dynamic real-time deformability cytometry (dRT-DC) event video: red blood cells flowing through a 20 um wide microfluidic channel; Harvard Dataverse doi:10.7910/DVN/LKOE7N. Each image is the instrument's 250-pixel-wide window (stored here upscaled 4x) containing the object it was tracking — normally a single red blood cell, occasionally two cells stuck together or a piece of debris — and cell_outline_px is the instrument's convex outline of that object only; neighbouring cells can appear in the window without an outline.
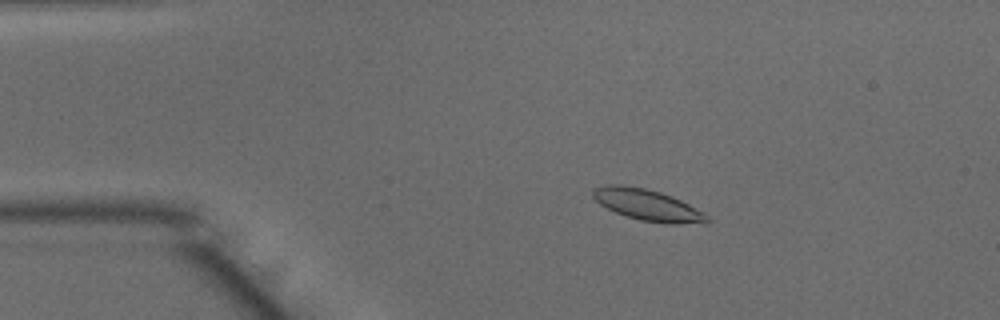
{"species": "common noctule bat (a hibernating species)", "species_latin": "Nyctalus noctula", "temperature_condition": "warm", "stored_images_in_passage": 51, "camera_frame_rate_fps": 3000, "um_per_image_px": 0.085, "animal": {"sex": "male", "body_mass_g": 15.6}, "frame": {"image": 1, "passage_image": 10, "time_ms": 3.0, "image_size_px": [1000, 320], "cell_outline_px": [[712, 220], [676, 224], [672, 224], [640, 220], [616, 212], [600, 204], [592, 196], [592, 188], [608, 184], [620, 184], [644, 188], [660, 192], [672, 196], [704, 212]], "centroid_in_image_um": [54.99, 17.4], "position_along_channel_um": 30.0, "area_um2": 20.46}}
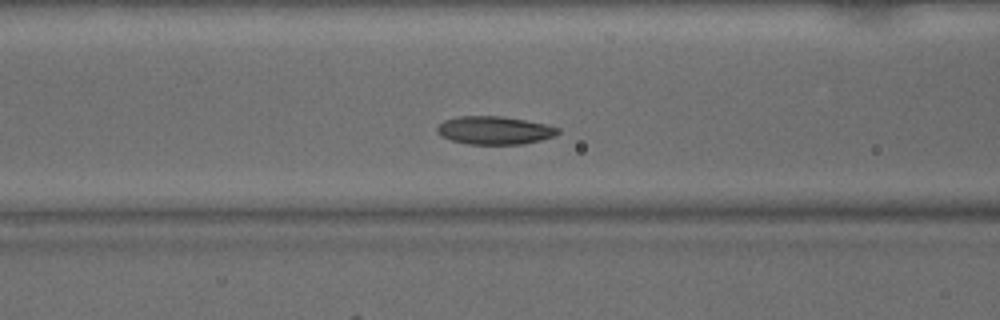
{"frame": {"image": 2, "passage_image": 21, "time_ms": 6.667, "image_size_px": [1000, 320], "cell_outline_px": [[560, 132], [552, 136], [540, 140], [524, 144], [468, 144], [452, 140], [440, 136], [436, 132], [436, 128], [444, 120], [460, 116], [504, 116], [544, 124], [560, 128]], "centroid_in_image_um": [42.0, 11.08], "position_along_channel_um": 124.6, "area_um2": 19.71}}
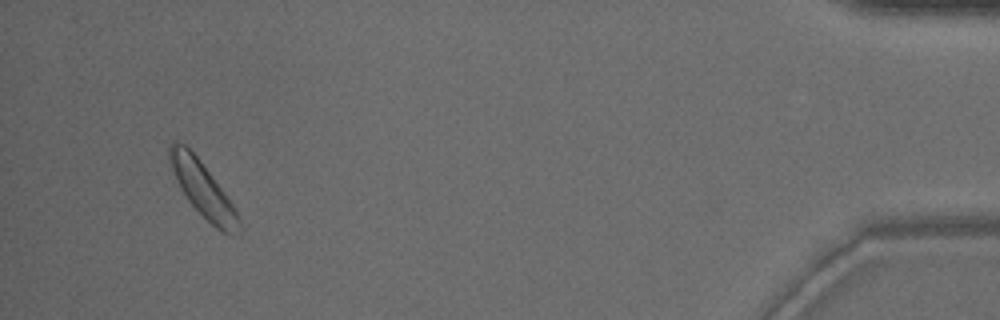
{"frame": {"image": 3, "passage_image": 49, "time_ms": 16.0, "image_size_px": [1000, 320], "cell_outline_px": [[240, 236], [232, 236], [220, 232], [188, 200], [180, 188], [172, 172], [168, 160], [168, 148], [172, 140], [176, 140], [184, 144], [196, 156], [224, 192], [232, 204], [240, 220]], "centroid_in_image_um": [17.22, 16.11], "position_along_channel_um": 418.0, "area_um2": 21.96}, "authors_computed_cell_mechanics": {"area_um2": 20.0566, "velocity_mm_per_s": 3.9535, "shape_relaxation_time_tau1_ms": 1.2414, "shape_relaxation_time_tau2_ms": null, "deformation_change_tau1": 0.0817, "deformation_change_tau2": null}}